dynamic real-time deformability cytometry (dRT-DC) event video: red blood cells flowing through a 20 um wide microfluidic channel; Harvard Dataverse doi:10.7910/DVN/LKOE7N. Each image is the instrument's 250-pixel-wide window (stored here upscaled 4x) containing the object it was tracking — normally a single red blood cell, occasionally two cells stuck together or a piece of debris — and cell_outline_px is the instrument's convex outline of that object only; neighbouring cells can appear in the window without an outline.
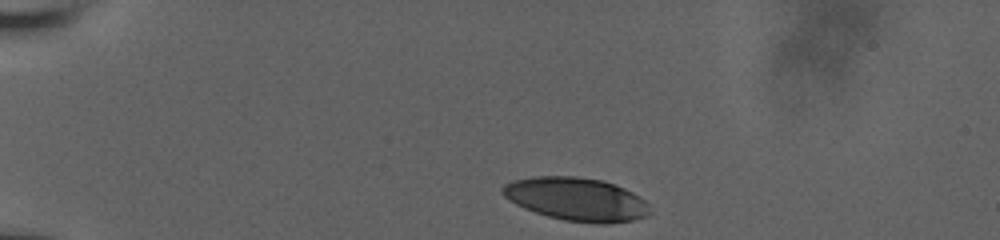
{"species": "human", "species_latin": "Homo sapiens", "temperature_condition": "room temperature", "stored_images_in_passage": 35, "camera_frame_rate_fps": 3000, "um_per_image_px": 0.085, "donor": {"sex": "male"}, "frame": {"image": 1, "passage_image": 1, "time_ms": 0.0, "image_size_px": [1000, 240], "cell_outline_px": [[652, 212], [648, 216], [632, 220], [608, 224], [600, 224], [564, 220], [548, 216], [524, 208], [516, 204], [504, 196], [500, 192], [500, 188], [504, 184], [512, 180], [536, 176], [576, 176], [604, 180], [616, 184], [640, 196], [648, 204]], "centroid_in_image_um": [49.01, 16.92], "position_along_channel_um": 36.0, "area_um2": 37.45}}
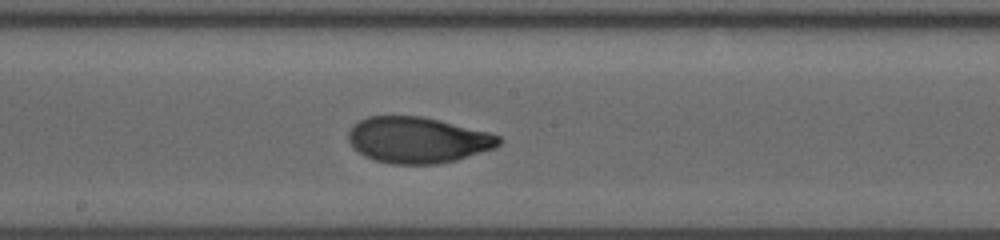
{"frame": {"image": 2, "passage_image": 20, "time_ms": 6.333, "image_size_px": [1000, 240], "cell_outline_px": [[504, 140], [496, 148], [456, 160], [436, 164], [388, 164], [364, 156], [348, 140], [348, 132], [352, 124], [368, 116], [424, 116], [488, 132], [500, 136]], "centroid_in_image_um": [35.53, 11.9], "position_along_channel_um": 212.7, "area_um2": 40.52}}
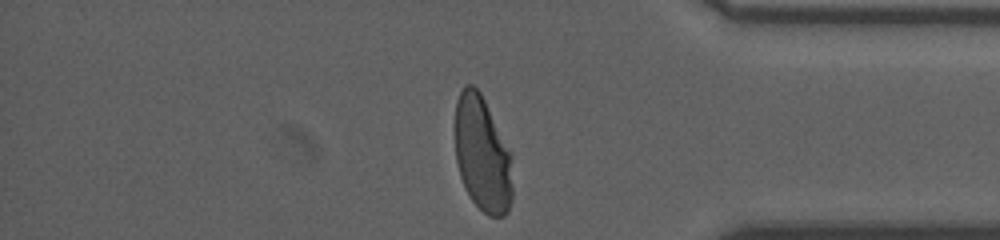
{"frame": {"image": 3, "passage_image": 35, "time_ms": 11.333, "image_size_px": [1000, 240], "cell_outline_px": [[512, 200], [508, 212], [504, 216], [488, 216], [472, 200], [464, 188], [460, 176], [456, 160], [456, 100], [464, 84], [472, 84], [480, 92], [512, 152]], "centroid_in_image_um": [41.02, 13.12], "position_along_channel_um": 394.2, "area_um2": 39.02}, "authors_computed_cell_mechanics": {"area_um2": 40.1132, "velocity_mm_per_s": 3.9297, "shape_relaxation_time_tau1_ms": 4.0796, "shape_relaxation_time_tau2_ms": null, "deformation_change_tau1": 0.2137, "deformation_change_tau2": null}}